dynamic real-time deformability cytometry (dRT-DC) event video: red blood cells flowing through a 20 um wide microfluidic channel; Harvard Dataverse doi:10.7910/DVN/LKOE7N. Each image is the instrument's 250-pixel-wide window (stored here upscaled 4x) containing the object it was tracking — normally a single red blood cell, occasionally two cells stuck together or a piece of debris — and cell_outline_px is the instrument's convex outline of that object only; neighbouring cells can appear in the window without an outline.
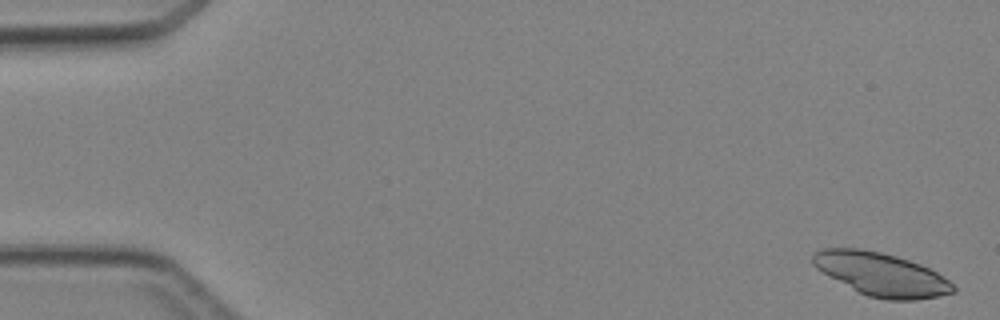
{"species": "Egyptian fruit bat (a non-hibernating species)", "species_latin": "Rousettus aegyptiacus", "temperature_condition": "cold", "stored_images_in_passage": 6, "camera_frame_rate_fps": 3000, "um_per_image_px": 0.085, "animal": {"sex": "female"}, "frame": {"image": 1, "passage_image": 1, "time_ms": 0.0, "image_size_px": [1000, 320], "cell_outline_px": [[956, 292], [916, 300], [888, 300], [868, 296], [828, 276], [816, 268], [812, 264], [812, 256], [816, 252], [824, 248], [856, 248], [880, 252], [896, 256], [920, 264], [936, 272], [948, 280], [956, 288]], "centroid_in_image_um": [74.9, 23.32], "position_along_channel_um": 10.1, "area_um2": 34.97}}